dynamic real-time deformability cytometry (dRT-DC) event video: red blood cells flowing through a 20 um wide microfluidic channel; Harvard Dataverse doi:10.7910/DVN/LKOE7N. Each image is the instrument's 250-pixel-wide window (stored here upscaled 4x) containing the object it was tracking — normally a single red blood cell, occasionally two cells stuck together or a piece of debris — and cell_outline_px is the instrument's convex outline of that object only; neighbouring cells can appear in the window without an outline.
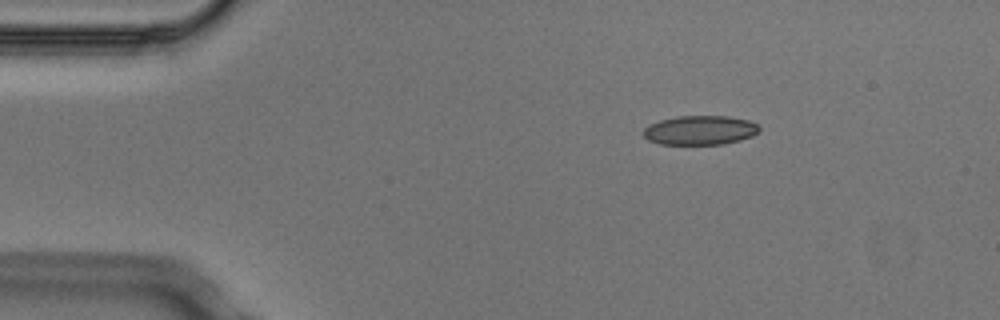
{"species": "Egyptian fruit bat (a non-hibernating species)", "species_latin": "Rousettus aegyptiacus", "temperature_condition": "cold", "stored_images_in_passage": 3, "camera_frame_rate_fps": 3000, "um_per_image_px": 0.085, "animal": {"sex": "male"}, "frame": {"image": 1, "passage_image": 1, "time_ms": 0.0, "image_size_px": [1000, 320], "cell_outline_px": [[760, 132], [752, 136], [740, 140], [724, 144], [660, 144], [648, 140], [644, 136], [644, 128], [648, 124], [660, 120], [676, 116], [728, 116], [748, 120], [760, 124]], "centroid_in_image_um": [59.53, 11.06], "position_along_channel_um": 25.5, "area_um2": 19.94}}
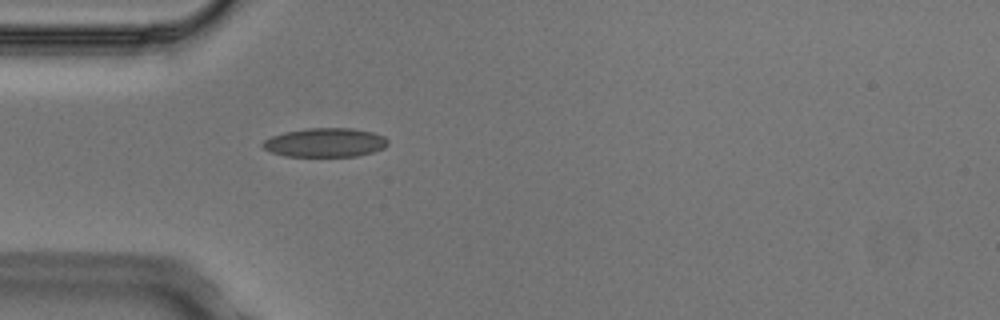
{"frame": {"image": 2, "passage_image": 3, "time_ms": 0.667, "image_size_px": [1000, 320], "cell_outline_px": [[388, 144], [384, 148], [372, 152], [356, 156], [284, 156], [272, 152], [264, 148], [260, 144], [264, 140], [272, 136], [284, 132], [308, 128], [352, 128], [372, 132], [384, 136], [388, 140]], "centroid_in_image_um": [27.64, 12.11], "position_along_channel_um": 57.4, "area_um2": 21.1}}